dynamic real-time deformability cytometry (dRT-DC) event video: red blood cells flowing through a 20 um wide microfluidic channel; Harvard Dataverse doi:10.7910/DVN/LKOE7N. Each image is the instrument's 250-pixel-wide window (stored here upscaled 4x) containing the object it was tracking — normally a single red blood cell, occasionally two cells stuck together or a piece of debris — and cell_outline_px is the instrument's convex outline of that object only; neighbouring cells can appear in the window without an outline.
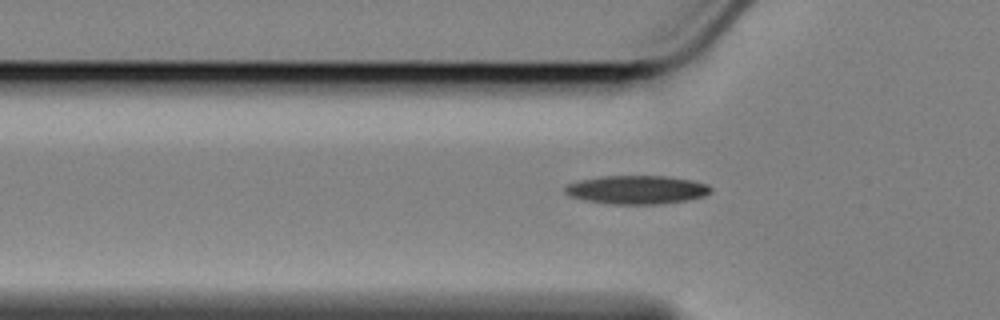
{"species": "Egyptian fruit bat (a non-hibernating species)", "species_latin": "Rousettus aegyptiacus", "temperature_condition": "cold", "stored_images_in_passage": 40, "camera_frame_rate_fps": 3000, "um_per_image_px": 0.085, "animal": {"sex": "female"}, "frame": {"image": 1, "passage_image": 8, "time_ms": 2.333, "image_size_px": [1000, 320], "cell_outline_px": [[712, 192], [704, 196], [688, 200], [660, 204], [612, 204], [584, 200], [568, 196], [564, 192], [564, 188], [568, 184], [580, 180], [600, 176], [664, 176], [692, 180], [708, 184], [712, 188]], "centroid_in_image_um": [54.13, 16.13], "position_along_channel_um": 71.7, "area_um2": 24.39}}
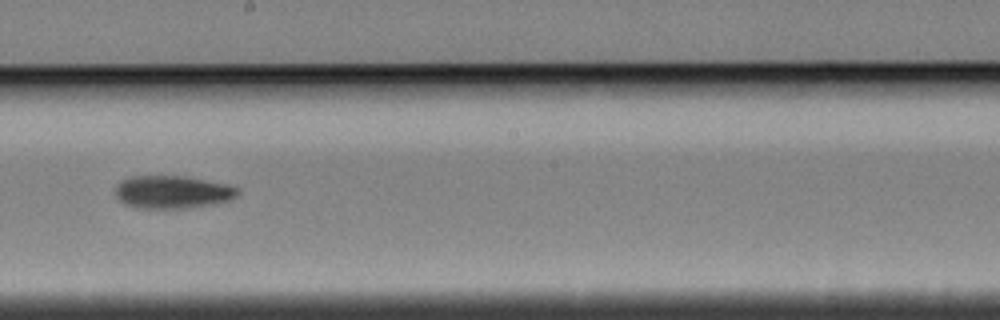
{"frame": {"image": 2, "passage_image": 22, "time_ms": 7.0, "image_size_px": [1000, 320], "cell_outline_px": [[240, 192], [236, 196], [228, 200], [216, 204], [188, 208], [136, 208], [124, 204], [116, 196], [116, 184], [120, 180], [128, 176], [184, 176], [228, 184], [240, 188]], "centroid_in_image_um": [14.66, 16.32], "position_along_channel_um": 233.5, "area_um2": 23.7}}
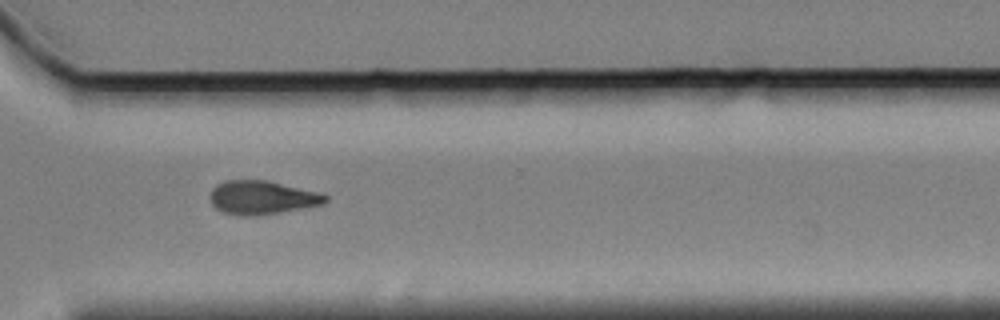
{"frame": {"image": 3, "passage_image": 32, "time_ms": 10.333, "image_size_px": [1000, 320], "cell_outline_px": [[328, 200], [324, 204], [280, 212], [256, 216], [236, 216], [224, 212], [216, 208], [212, 204], [212, 188], [216, 184], [224, 180], [268, 180], [320, 192], [328, 196]], "centroid_in_image_um": [22.3, 16.79], "position_along_channel_um": 348.3, "area_um2": 22.72}, "authors_computed_cell_mechanics": {"area_um2": 23.8136, "velocity_mm_per_s": 3.4438, "shape_relaxation_time_tau1_ms": 3.9044, "shape_relaxation_time_tau2_ms": null, "deformation_change_tau1": 0.1272, "deformation_change_tau2": null}}